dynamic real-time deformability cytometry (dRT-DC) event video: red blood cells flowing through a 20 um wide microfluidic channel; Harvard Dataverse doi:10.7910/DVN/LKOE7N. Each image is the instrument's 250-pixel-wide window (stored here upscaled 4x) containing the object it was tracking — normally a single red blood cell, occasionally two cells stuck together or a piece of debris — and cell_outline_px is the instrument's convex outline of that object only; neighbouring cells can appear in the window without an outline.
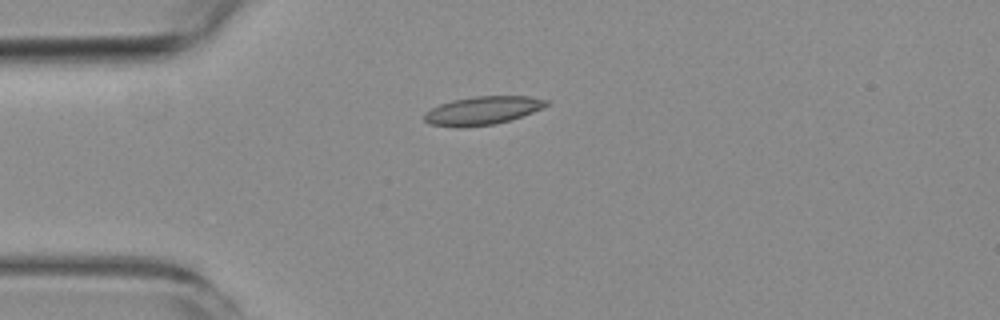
{"species": "common noctule bat (a hibernating species)", "species_latin": "Nyctalus noctula", "temperature_condition": "room temperature", "stored_images_in_passage": 3, "camera_frame_rate_fps": 3000, "um_per_image_px": 0.085, "animal": {"sex": "female", "body_mass_g": 19.3, "forearm_length_mm": 54.1}, "frame": {"image": 1, "passage_image": 1, "time_ms": 0.0, "image_size_px": [1000, 320], "cell_outline_px": [[552, 100], [548, 104], [532, 112], [496, 124], [464, 128], [456, 128], [428, 124], [424, 120], [424, 112], [440, 104], [452, 100], [476, 96], [528, 96]], "centroid_in_image_um": [40.97, 9.41], "position_along_channel_um": 44.0, "area_um2": 20.29}}
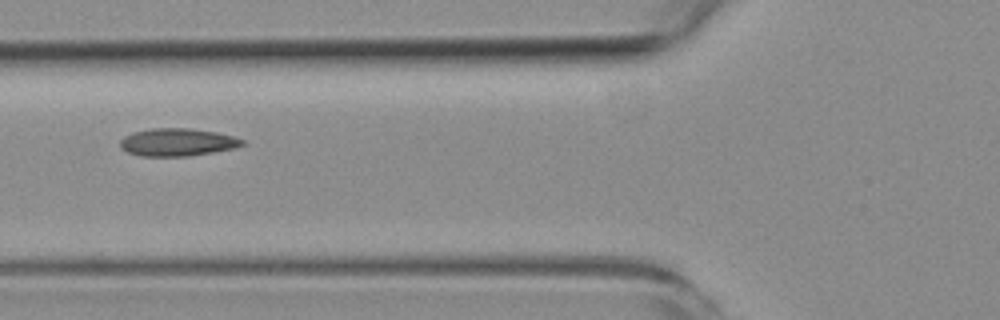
{"frame": {"image": 2, "passage_image": 3, "time_ms": 2.333, "image_size_px": [1000, 320], "cell_outline_px": [[244, 144], [236, 148], [188, 156], [140, 156], [128, 152], [120, 148], [120, 140], [124, 136], [132, 132], [152, 128], [188, 128], [216, 132], [232, 136], [244, 140]], "centroid_in_image_um": [15.05, 12.09], "position_along_channel_um": 110.7, "area_um2": 19.71}}